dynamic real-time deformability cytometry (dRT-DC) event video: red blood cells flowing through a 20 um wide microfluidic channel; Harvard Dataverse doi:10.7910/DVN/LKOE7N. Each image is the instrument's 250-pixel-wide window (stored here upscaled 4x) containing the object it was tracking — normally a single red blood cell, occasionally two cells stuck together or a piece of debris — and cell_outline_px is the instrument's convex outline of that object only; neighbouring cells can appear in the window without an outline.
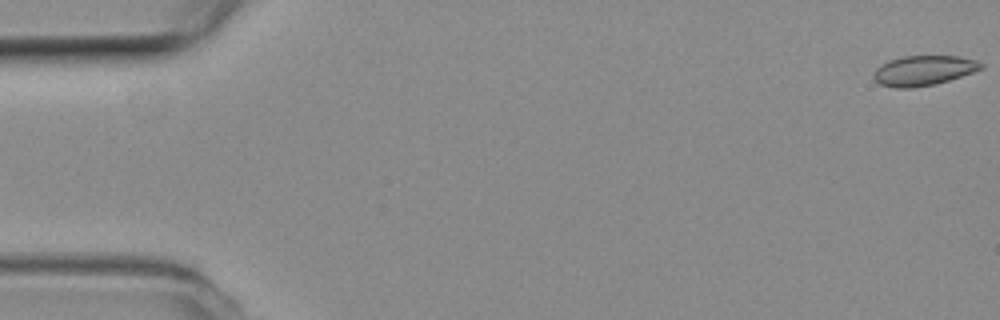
{"species": "common noctule bat (a hibernating species)", "species_latin": "Nyctalus noctula", "temperature_condition": "room temperature", "stored_images_in_passage": 55, "camera_frame_rate_fps": 3000, "um_per_image_px": 0.085, "animal": {"sex": "female", "body_mass_g": 19.3, "forearm_length_mm": 54.1}, "frame": {"image": 1, "passage_image": 1, "time_ms": 0.0, "image_size_px": [1000, 320], "cell_outline_px": [[984, 68], [936, 84], [912, 88], [896, 88], [880, 84], [872, 76], [876, 68], [880, 64], [888, 60], [904, 56], [960, 56], [976, 60], [984, 64]], "centroid_in_image_um": [78.49, 5.99], "position_along_channel_um": 6.5, "area_um2": 18.79}}
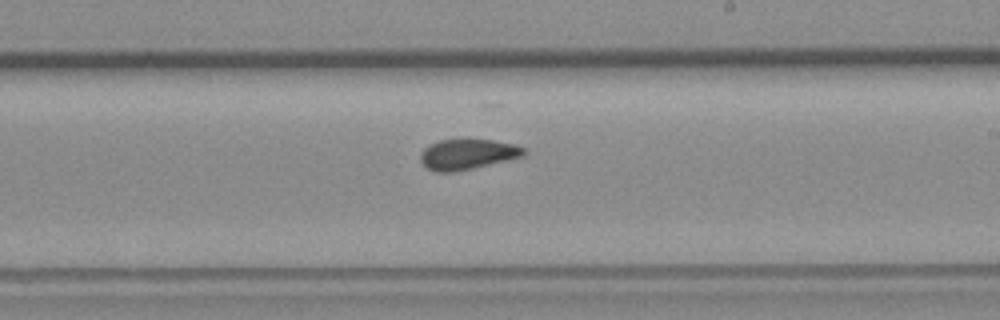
{"frame": {"image": 2, "passage_image": 32, "time_ms": 10.333, "image_size_px": [1000, 320], "cell_outline_px": [[524, 156], [472, 168], [452, 172], [436, 172], [428, 168], [420, 160], [420, 156], [424, 148], [440, 140], [492, 140], [512, 144], [524, 148]], "centroid_in_image_um": [39.72, 13.12], "position_along_channel_um": 249.3, "area_um2": 17.8}}
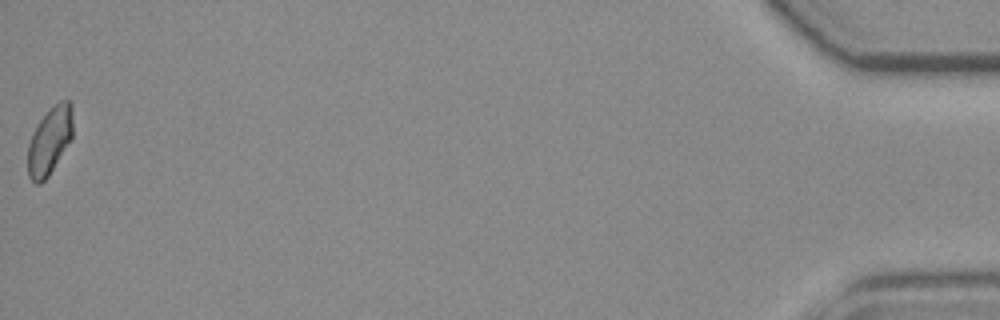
{"frame": {"image": 3, "passage_image": 55, "time_ms": 18.0, "image_size_px": [1000, 320], "cell_outline_px": [[72, 140], [48, 176], [40, 184], [36, 184], [28, 176], [28, 144], [40, 120], [60, 100], [68, 100], [72, 104]], "centroid_in_image_um": [4.24, 11.99], "position_along_channel_um": 431.0, "area_um2": 17.46}, "authors_computed_cell_mechanics": {"area_um2": 18.6694, "velocity_mm_per_s": 3.7505, "shape_relaxation_time_tau1_ms": null, "shape_relaxation_time_tau2_ms": 1.6458, "deformation_change_tau1": null, "deformation_change_tau2": 0.0522}}